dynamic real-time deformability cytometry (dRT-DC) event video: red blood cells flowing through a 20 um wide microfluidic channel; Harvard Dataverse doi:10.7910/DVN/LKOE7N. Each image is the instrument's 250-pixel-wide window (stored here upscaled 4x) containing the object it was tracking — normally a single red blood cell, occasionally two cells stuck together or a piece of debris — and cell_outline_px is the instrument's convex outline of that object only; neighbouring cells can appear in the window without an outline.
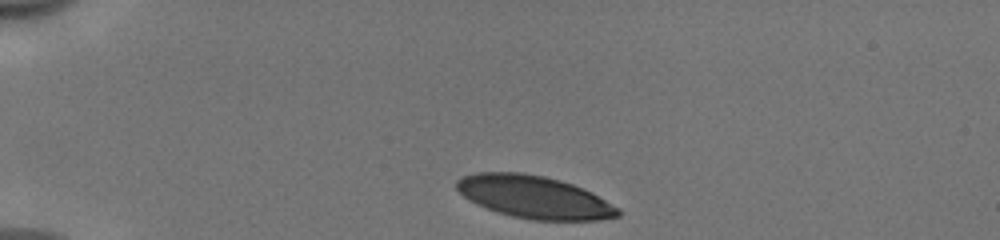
{"species": "human", "species_latin": "Homo sapiens", "temperature_condition": "cold", "stored_images_in_passage": 34, "camera_frame_rate_fps": 3000, "um_per_image_px": 0.085, "donor": {"sex": "male"}, "frame": {"image": 1, "passage_image": 1, "time_ms": 0.0, "image_size_px": [1000, 240], "cell_outline_px": [[620, 216], [600, 220], [532, 220], [512, 216], [476, 204], [464, 196], [456, 188], [456, 180], [464, 176], [476, 172], [520, 172], [544, 176], [560, 180], [572, 184], [592, 192], [620, 208]], "centroid_in_image_um": [45.44, 16.75], "position_along_channel_um": 39.6, "area_um2": 39.94}}
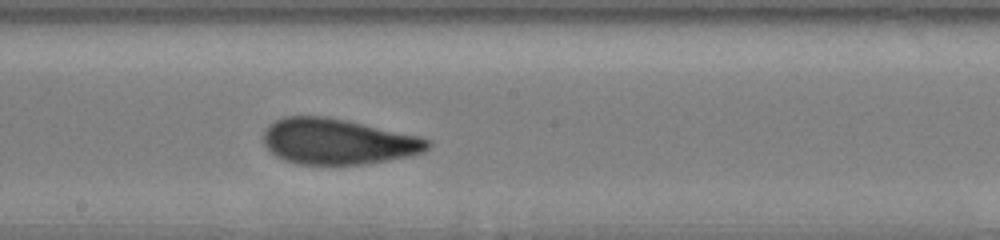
{"frame": {"image": 2, "passage_image": 19, "time_ms": 6.0, "image_size_px": [1000, 240], "cell_outline_px": [[432, 144], [424, 152], [412, 156], [364, 164], [300, 164], [284, 160], [276, 156], [264, 144], [264, 132], [268, 124], [284, 116], [328, 116], [420, 136], [432, 140]], "centroid_in_image_um": [28.75, 12.02], "position_along_channel_um": 219.5, "area_um2": 43.93}}
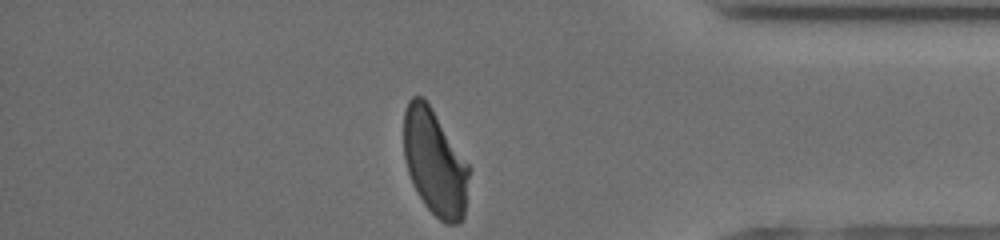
{"frame": {"image": 3, "passage_image": 34, "time_ms": 11.0, "image_size_px": [1000, 240], "cell_outline_px": [[468, 176], [464, 216], [460, 224], [444, 224], [424, 204], [416, 192], [408, 172], [404, 160], [404, 112], [408, 100], [412, 96], [420, 96], [428, 104], [468, 164]], "centroid_in_image_um": [36.93, 13.85], "position_along_channel_um": 398.3, "area_um2": 39.65}, "authors_computed_cell_mechanics": {"area_um2": 43.639, "velocity_mm_per_s": 3.9487, "shape_relaxation_time_tau1_ms": 3.3637, "shape_relaxation_time_tau2_ms": 1.0966, "deformation_change_tau1": 0.1514, "deformation_change_tau2": 0.0804}}